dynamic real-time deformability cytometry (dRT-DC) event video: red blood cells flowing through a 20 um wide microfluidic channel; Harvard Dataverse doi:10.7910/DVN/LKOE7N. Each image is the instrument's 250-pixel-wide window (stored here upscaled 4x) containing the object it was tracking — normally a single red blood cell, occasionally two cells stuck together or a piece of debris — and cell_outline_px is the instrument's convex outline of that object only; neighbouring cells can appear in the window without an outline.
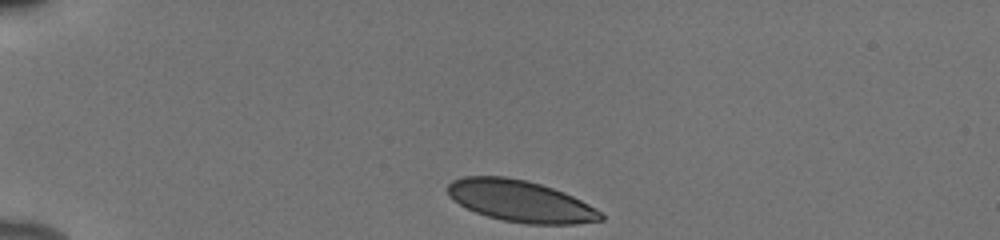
{"species": "human", "species_latin": "Homo sapiens", "temperature_condition": "cold", "stored_images_in_passage": 41, "camera_frame_rate_fps": 3000, "um_per_image_px": 0.085, "donor": {"sex": "male"}, "frame": {"image": 1, "passage_image": 1, "time_ms": 0.0, "image_size_px": [1000, 240], "cell_outline_px": [[604, 220], [576, 224], [528, 224], [504, 220], [488, 216], [476, 212], [460, 204], [448, 192], [448, 184], [452, 180], [464, 176], [504, 176], [524, 180], [540, 184], [564, 192], [588, 204], [600, 212], [604, 216]], "centroid_in_image_um": [44.26, 17.09], "position_along_channel_um": 40.7, "area_um2": 36.59}}
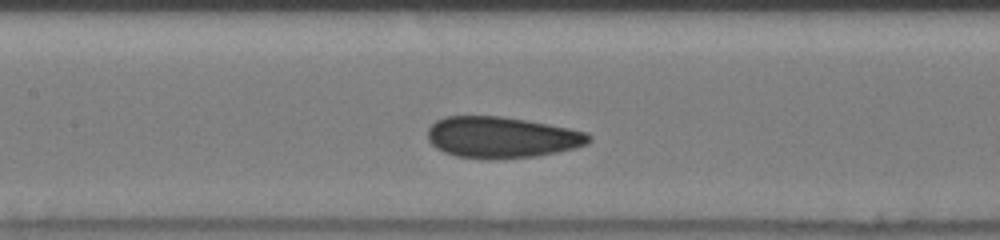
{"frame": {"image": 2, "passage_image": 15, "time_ms": 4.667, "image_size_px": [1000, 240], "cell_outline_px": [[592, 140], [588, 144], [576, 148], [536, 156], [456, 156], [444, 152], [436, 148], [428, 140], [428, 128], [436, 120], [448, 116], [500, 116], [548, 124], [588, 132], [592, 136]], "centroid_in_image_um": [42.68, 11.63], "position_along_channel_um": 164.7, "area_um2": 37.74}}
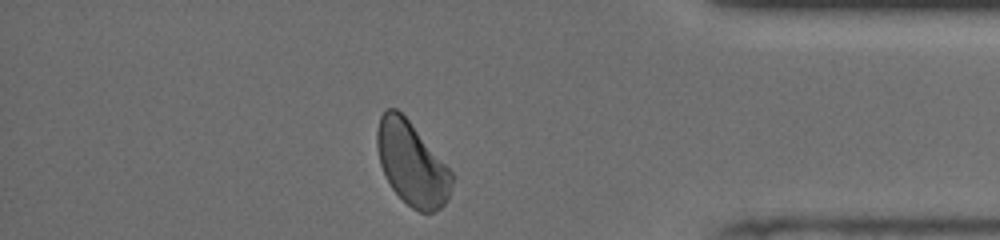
{"frame": {"image": 3, "passage_image": 35, "time_ms": 11.333, "image_size_px": [1000, 240], "cell_outline_px": [[456, 176], [448, 200], [440, 208], [432, 212], [420, 212], [412, 208], [392, 188], [380, 164], [376, 144], [376, 132], [380, 116], [388, 108], [396, 108], [408, 120]], "centroid_in_image_um": [35.03, 13.92], "position_along_channel_um": 400.2, "area_um2": 36.13}, "authors_computed_cell_mechanics": {"area_um2": 37.57, "velocity_mm_per_s": 3.8469, "shape_relaxation_time_tau1_ms": 4.624, "shape_relaxation_time_tau2_ms": 1.2338, "deformation_change_tau1": 0.085, "deformation_change_tau2": 0.0483}}